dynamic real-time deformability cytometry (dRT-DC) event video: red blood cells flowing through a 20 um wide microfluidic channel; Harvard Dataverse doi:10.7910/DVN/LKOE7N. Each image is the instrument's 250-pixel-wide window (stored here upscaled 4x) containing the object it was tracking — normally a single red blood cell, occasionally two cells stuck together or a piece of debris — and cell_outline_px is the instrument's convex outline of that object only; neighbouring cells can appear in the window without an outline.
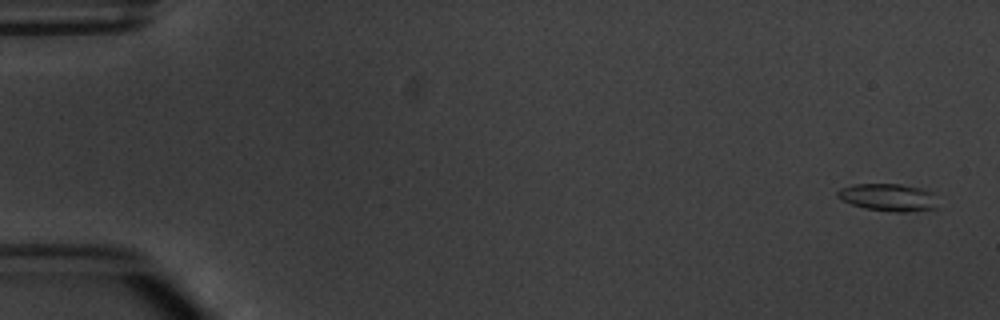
{"species": "common noctule bat (a hibernating species)", "species_latin": "Nyctalus noctula", "temperature_condition": "warm", "stored_images_in_passage": 6, "camera_frame_rate_fps": 3000, "um_per_image_px": 0.085, "animal": {"sex": "male", "body_mass_g": 20.1, "forearm_length_mm": 53.5}, "frame": {"image": 1, "passage_image": 1, "time_ms": 0.0, "image_size_px": [1000, 320], "cell_outline_px": [[936, 208], [904, 212], [896, 212], [864, 208], [852, 204], [836, 196], [836, 192], [840, 188], [856, 184], [900, 184], [920, 188], [932, 192]], "centroid_in_image_um": [75.46, 16.77], "position_along_channel_um": 9.5, "area_um2": 15.72}}
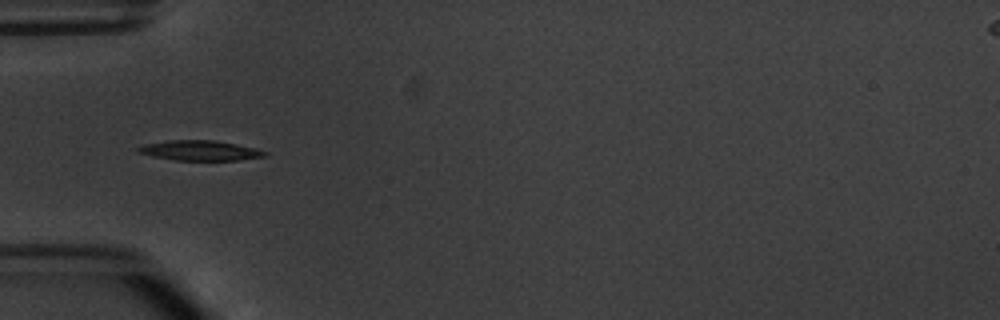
{"frame": {"image": 2, "passage_image": 5, "time_ms": 5.333, "image_size_px": [1000, 320], "cell_outline_px": [[268, 156], [240, 160], [176, 160], [152, 156], [136, 152], [136, 148], [148, 144], [172, 140], [212, 140], [236, 144], [256, 148], [268, 152]], "centroid_in_image_um": [17.05, 12.8], "position_along_channel_um": 67.9, "area_um2": 14.68}}